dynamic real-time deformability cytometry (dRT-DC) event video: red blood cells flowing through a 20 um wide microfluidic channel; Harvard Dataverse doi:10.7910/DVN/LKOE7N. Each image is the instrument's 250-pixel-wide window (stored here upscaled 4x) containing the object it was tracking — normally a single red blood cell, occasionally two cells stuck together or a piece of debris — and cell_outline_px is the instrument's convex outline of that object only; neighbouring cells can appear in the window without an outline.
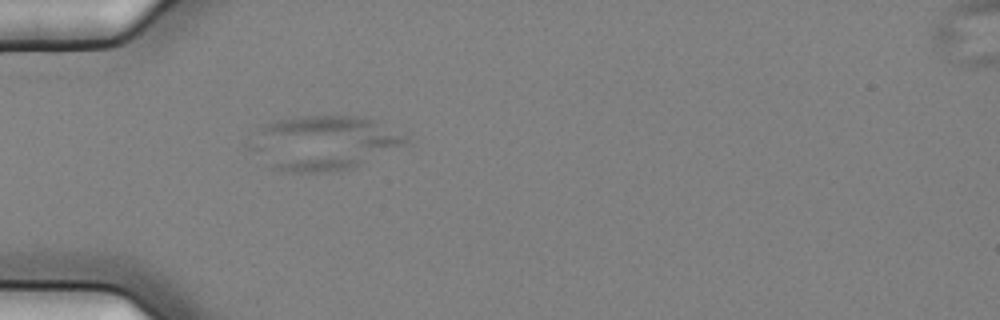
{"species": "common noctule bat (a hibernating species)", "species_latin": "Nyctalus noctula", "temperature_condition": "cold", "stored_images_in_passage": 1, "camera_frame_rate_fps": 3000, "um_per_image_px": 0.085, "animal": {"sex": "female", "body_mass_g": 25.1}, "frame": {"image": 1, "passage_image": 1, "time_ms": 0.0, "image_size_px": [1000, 320], "cell_outline_px": [[412, 144], [348, 168], [320, 172], [292, 172], [272, 168], [248, 148], [244, 144], [252, 132], [264, 124], [276, 120], [300, 116], [360, 116], [372, 120], [404, 136]], "centroid_in_image_um": [27.41, 12.13], "position_along_channel_um": 57.6, "area_um2": 49.19}}